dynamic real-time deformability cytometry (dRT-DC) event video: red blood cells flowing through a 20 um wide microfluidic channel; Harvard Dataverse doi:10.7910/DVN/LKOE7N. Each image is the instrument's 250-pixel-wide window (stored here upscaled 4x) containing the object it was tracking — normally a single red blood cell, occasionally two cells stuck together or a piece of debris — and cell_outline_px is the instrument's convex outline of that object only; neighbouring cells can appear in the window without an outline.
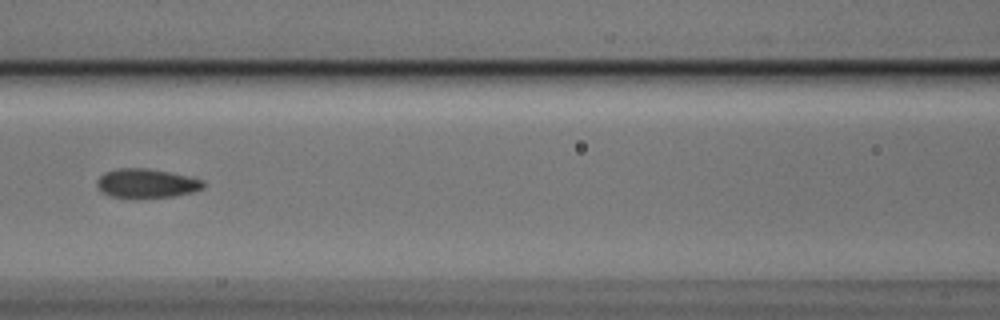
{"species": "Egyptian fruit bat (a non-hibernating species)", "species_latin": "Rousettus aegyptiacus", "temperature_condition": "cold", "stored_images_in_passage": 6, "camera_frame_rate_fps": 3000, "um_per_image_px": 0.085, "animal": {"sex": "male"}, "frame": {"image": 1, "passage_image": 6, "time_ms": 1.667, "image_size_px": [1000, 320], "cell_outline_px": [[204, 188], [192, 192], [172, 196], [108, 196], [100, 192], [96, 184], [96, 180], [104, 172], [116, 168], [148, 168], [196, 176], [204, 180]], "centroid_in_image_um": [12.48, 15.54], "position_along_channel_um": 154.1, "area_um2": 18.09}}